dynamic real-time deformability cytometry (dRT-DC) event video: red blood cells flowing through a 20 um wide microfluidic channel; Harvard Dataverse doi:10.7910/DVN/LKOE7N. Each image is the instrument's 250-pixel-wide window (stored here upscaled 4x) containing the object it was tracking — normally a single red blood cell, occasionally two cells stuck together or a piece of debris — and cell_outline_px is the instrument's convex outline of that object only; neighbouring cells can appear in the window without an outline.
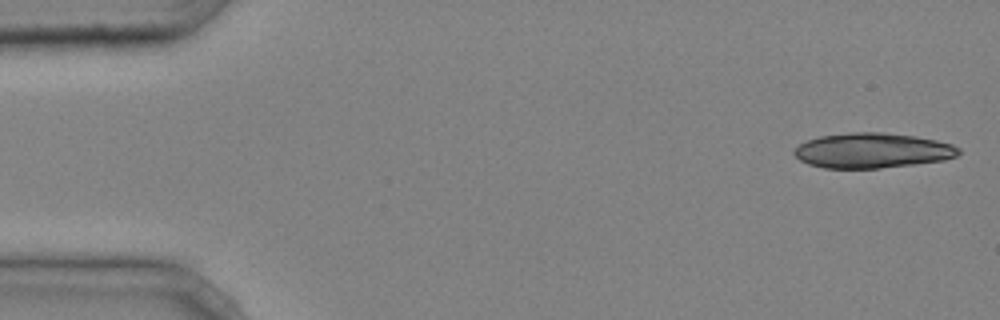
{"species": "common noctule bat (a hibernating species)", "species_latin": "Nyctalus noctula", "temperature_condition": "cold", "stored_images_in_passage": 43, "camera_frame_rate_fps": 3000, "um_per_image_px": 0.085, "animal": {"sex": "male", "body_mass_g": 20.4}, "frame": {"image": 1, "passage_image": 1, "time_ms": 0.0, "image_size_px": [1000, 320], "cell_outline_px": [[960, 152], [956, 156], [944, 160], [880, 168], [824, 168], [808, 164], [800, 160], [792, 152], [800, 144], [808, 140], [820, 136], [848, 132], [880, 132], [916, 136], [936, 140], [952, 144], [960, 148]], "centroid_in_image_um": [74.15, 12.79], "position_along_channel_um": 10.9, "area_um2": 33.52}}
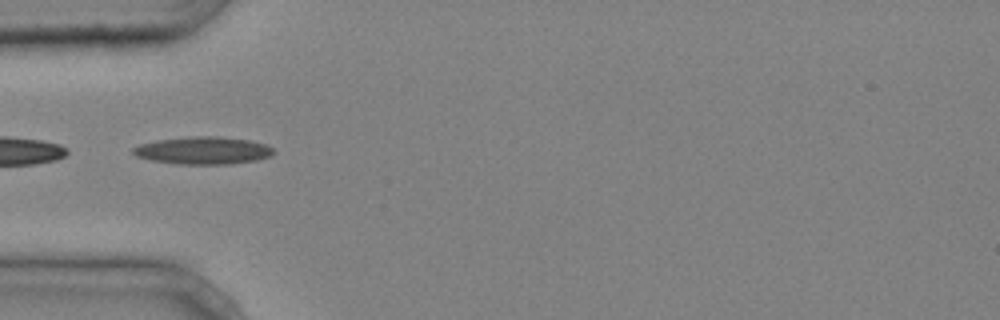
{"frame": {"image": 2, "passage_image": 14, "time_ms": 4.333, "image_size_px": [1000, 320], "cell_outline_px": [[276, 152], [268, 156], [256, 160], [228, 164], [176, 164], [152, 160], [136, 156], [132, 152], [132, 148], [140, 144], [156, 140], [192, 136], [216, 136], [248, 140], [264, 144], [272, 148]], "centroid_in_image_um": [17.23, 12.79], "position_along_channel_um": 67.8, "area_um2": 22.37}}